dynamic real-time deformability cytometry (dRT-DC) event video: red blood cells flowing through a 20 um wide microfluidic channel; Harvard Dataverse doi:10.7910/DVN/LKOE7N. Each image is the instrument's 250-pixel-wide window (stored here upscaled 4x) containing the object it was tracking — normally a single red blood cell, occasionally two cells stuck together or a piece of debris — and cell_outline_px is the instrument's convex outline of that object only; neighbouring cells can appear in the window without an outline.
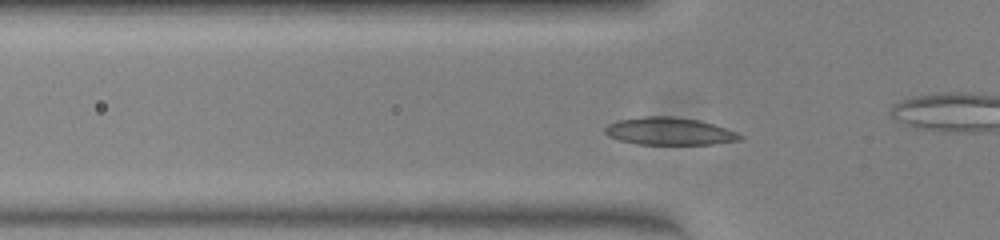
{"species": "common noctule bat (a hibernating species)", "species_latin": "Nyctalus noctula", "temperature_condition": "warm", "stored_images_in_passage": 47, "camera_frame_rate_fps": 3000, "um_per_image_px": 0.085, "animal": {"sex": "female", "body_mass_g": 23.0, "forearm_length_mm": 53.4}, "frame": {"image": 1, "passage_image": 11, "time_ms": 3.333, "image_size_px": [1000, 240], "cell_outline_px": [[744, 136], [740, 140], [712, 144], [636, 144], [620, 140], [608, 136], [604, 132], [604, 128], [608, 124], [616, 120], [644, 116], [676, 116], [700, 120], [736, 132]], "centroid_in_image_um": [56.86, 11.15], "position_along_channel_um": 68.9, "area_um2": 21.68}}
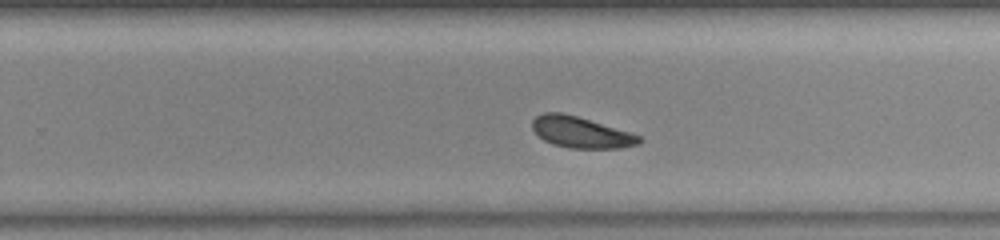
{"frame": {"image": 2, "passage_image": 27, "time_ms": 8.667, "image_size_px": [1000, 240], "cell_outline_px": [[644, 140], [640, 144], [620, 148], [568, 148], [552, 144], [544, 140], [532, 128], [532, 120], [536, 116], [544, 112], [560, 112], [576, 116], [628, 132], [640, 136]], "centroid_in_image_um": [49.37, 11.25], "position_along_channel_um": 280.4, "area_um2": 19.19}}
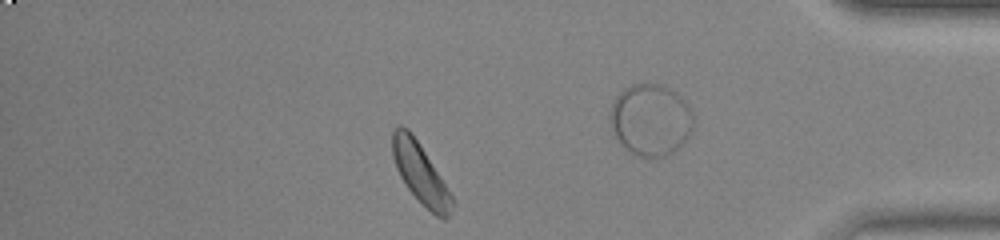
{"frame": {"image": 3, "passage_image": 39, "time_ms": 12.667, "image_size_px": [1000, 240], "cell_outline_px": [[452, 204], [448, 216], [444, 220], [436, 216], [408, 188], [400, 176], [396, 168], [392, 156], [392, 132], [400, 124], [408, 128], [412, 132], [452, 196]], "centroid_in_image_um": [35.68, 14.68], "position_along_channel_um": 399.5, "area_um2": 20.17}}